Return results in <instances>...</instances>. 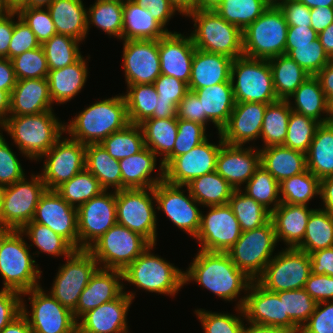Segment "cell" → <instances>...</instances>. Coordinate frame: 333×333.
I'll use <instances>...</instances> for the list:
<instances>
[{"label":"cell","mask_w":333,"mask_h":333,"mask_svg":"<svg viewBox=\"0 0 333 333\" xmlns=\"http://www.w3.org/2000/svg\"><path fill=\"white\" fill-rule=\"evenodd\" d=\"M317 302L304 288L283 291L284 316L289 318L301 329L315 311Z\"/></svg>","instance_id":"6125c7cd"},{"label":"cell","mask_w":333,"mask_h":333,"mask_svg":"<svg viewBox=\"0 0 333 333\" xmlns=\"http://www.w3.org/2000/svg\"><path fill=\"white\" fill-rule=\"evenodd\" d=\"M32 221L49 227L79 250L77 208L68 204L55 190L46 189L41 195Z\"/></svg>","instance_id":"603a6c76"},{"label":"cell","mask_w":333,"mask_h":333,"mask_svg":"<svg viewBox=\"0 0 333 333\" xmlns=\"http://www.w3.org/2000/svg\"><path fill=\"white\" fill-rule=\"evenodd\" d=\"M299 333H333V301L317 303Z\"/></svg>","instance_id":"a7ac6f4b"},{"label":"cell","mask_w":333,"mask_h":333,"mask_svg":"<svg viewBox=\"0 0 333 333\" xmlns=\"http://www.w3.org/2000/svg\"><path fill=\"white\" fill-rule=\"evenodd\" d=\"M160 101L173 102L177 107L189 91L188 85L172 76L161 74L153 83Z\"/></svg>","instance_id":"89a4df30"},{"label":"cell","mask_w":333,"mask_h":333,"mask_svg":"<svg viewBox=\"0 0 333 333\" xmlns=\"http://www.w3.org/2000/svg\"><path fill=\"white\" fill-rule=\"evenodd\" d=\"M306 164L319 180L333 176V120L317 128L306 153Z\"/></svg>","instance_id":"f35d334b"},{"label":"cell","mask_w":333,"mask_h":333,"mask_svg":"<svg viewBox=\"0 0 333 333\" xmlns=\"http://www.w3.org/2000/svg\"><path fill=\"white\" fill-rule=\"evenodd\" d=\"M235 103L252 102L270 104L278 99L267 59L247 56L235 58L230 76Z\"/></svg>","instance_id":"52a82bcc"},{"label":"cell","mask_w":333,"mask_h":333,"mask_svg":"<svg viewBox=\"0 0 333 333\" xmlns=\"http://www.w3.org/2000/svg\"><path fill=\"white\" fill-rule=\"evenodd\" d=\"M129 122L124 95L96 101L84 108L70 122L65 123V134L82 144H100L112 133Z\"/></svg>","instance_id":"7a4b0ae2"},{"label":"cell","mask_w":333,"mask_h":333,"mask_svg":"<svg viewBox=\"0 0 333 333\" xmlns=\"http://www.w3.org/2000/svg\"><path fill=\"white\" fill-rule=\"evenodd\" d=\"M20 230H9L0 234V275L3 278L4 290L19 293L41 286L43 273L33 255L30 246ZM39 279V280H38Z\"/></svg>","instance_id":"277c9868"},{"label":"cell","mask_w":333,"mask_h":333,"mask_svg":"<svg viewBox=\"0 0 333 333\" xmlns=\"http://www.w3.org/2000/svg\"><path fill=\"white\" fill-rule=\"evenodd\" d=\"M206 215L201 213L199 231L194 239L200 250L227 252L241 236V228L232 208L226 205L208 206Z\"/></svg>","instance_id":"d6986e66"},{"label":"cell","mask_w":333,"mask_h":333,"mask_svg":"<svg viewBox=\"0 0 333 333\" xmlns=\"http://www.w3.org/2000/svg\"><path fill=\"white\" fill-rule=\"evenodd\" d=\"M281 203L307 205L320 195V180L308 169L279 183Z\"/></svg>","instance_id":"816d5d0a"},{"label":"cell","mask_w":333,"mask_h":333,"mask_svg":"<svg viewBox=\"0 0 333 333\" xmlns=\"http://www.w3.org/2000/svg\"><path fill=\"white\" fill-rule=\"evenodd\" d=\"M278 99L287 100L310 75L287 54L268 59Z\"/></svg>","instance_id":"60d3db41"},{"label":"cell","mask_w":333,"mask_h":333,"mask_svg":"<svg viewBox=\"0 0 333 333\" xmlns=\"http://www.w3.org/2000/svg\"><path fill=\"white\" fill-rule=\"evenodd\" d=\"M85 149V144L70 136L67 138L61 136L39 159L46 158L39 174L47 190H55L85 168Z\"/></svg>","instance_id":"2e32d148"},{"label":"cell","mask_w":333,"mask_h":333,"mask_svg":"<svg viewBox=\"0 0 333 333\" xmlns=\"http://www.w3.org/2000/svg\"><path fill=\"white\" fill-rule=\"evenodd\" d=\"M16 82L12 61L8 58H0V90L11 94Z\"/></svg>","instance_id":"deb4b68c"},{"label":"cell","mask_w":333,"mask_h":333,"mask_svg":"<svg viewBox=\"0 0 333 333\" xmlns=\"http://www.w3.org/2000/svg\"><path fill=\"white\" fill-rule=\"evenodd\" d=\"M228 205L237 218L241 231L253 230L271 219V212L241 190H234Z\"/></svg>","instance_id":"681fc988"},{"label":"cell","mask_w":333,"mask_h":333,"mask_svg":"<svg viewBox=\"0 0 333 333\" xmlns=\"http://www.w3.org/2000/svg\"><path fill=\"white\" fill-rule=\"evenodd\" d=\"M287 55L310 76H315L331 61L318 38L312 42V45L296 46Z\"/></svg>","instance_id":"be15d7a7"},{"label":"cell","mask_w":333,"mask_h":333,"mask_svg":"<svg viewBox=\"0 0 333 333\" xmlns=\"http://www.w3.org/2000/svg\"><path fill=\"white\" fill-rule=\"evenodd\" d=\"M85 168L99 181L104 190H122L119 161L113 158L101 144H87Z\"/></svg>","instance_id":"ab89813d"},{"label":"cell","mask_w":333,"mask_h":333,"mask_svg":"<svg viewBox=\"0 0 333 333\" xmlns=\"http://www.w3.org/2000/svg\"><path fill=\"white\" fill-rule=\"evenodd\" d=\"M320 122L291 111L283 146L307 153Z\"/></svg>","instance_id":"6f0895ef"},{"label":"cell","mask_w":333,"mask_h":333,"mask_svg":"<svg viewBox=\"0 0 333 333\" xmlns=\"http://www.w3.org/2000/svg\"><path fill=\"white\" fill-rule=\"evenodd\" d=\"M317 38L318 34L311 27H288L285 54L296 46L312 45V42Z\"/></svg>","instance_id":"2a66077c"},{"label":"cell","mask_w":333,"mask_h":333,"mask_svg":"<svg viewBox=\"0 0 333 333\" xmlns=\"http://www.w3.org/2000/svg\"><path fill=\"white\" fill-rule=\"evenodd\" d=\"M17 81L47 78L49 67L43 47L26 51L11 59Z\"/></svg>","instance_id":"94428289"},{"label":"cell","mask_w":333,"mask_h":333,"mask_svg":"<svg viewBox=\"0 0 333 333\" xmlns=\"http://www.w3.org/2000/svg\"><path fill=\"white\" fill-rule=\"evenodd\" d=\"M21 313V293L0 290V331Z\"/></svg>","instance_id":"34e18365"},{"label":"cell","mask_w":333,"mask_h":333,"mask_svg":"<svg viewBox=\"0 0 333 333\" xmlns=\"http://www.w3.org/2000/svg\"><path fill=\"white\" fill-rule=\"evenodd\" d=\"M25 176L12 185L2 187V211L10 230H21L33 220L41 195L46 191L41 175Z\"/></svg>","instance_id":"9a60e30c"},{"label":"cell","mask_w":333,"mask_h":333,"mask_svg":"<svg viewBox=\"0 0 333 333\" xmlns=\"http://www.w3.org/2000/svg\"><path fill=\"white\" fill-rule=\"evenodd\" d=\"M23 296L29 297L31 311H27ZM21 312L33 333H77V320L73 312L56 300L49 291L46 293L41 286L21 294Z\"/></svg>","instance_id":"7c38bea8"},{"label":"cell","mask_w":333,"mask_h":333,"mask_svg":"<svg viewBox=\"0 0 333 333\" xmlns=\"http://www.w3.org/2000/svg\"><path fill=\"white\" fill-rule=\"evenodd\" d=\"M157 155L146 146L136 154L119 160L122 189L154 188L164 180V167L160 163L159 173L152 177L157 165Z\"/></svg>","instance_id":"4dcf8cb0"},{"label":"cell","mask_w":333,"mask_h":333,"mask_svg":"<svg viewBox=\"0 0 333 333\" xmlns=\"http://www.w3.org/2000/svg\"><path fill=\"white\" fill-rule=\"evenodd\" d=\"M235 311L239 315L230 313H218L206 311L205 309H195L194 313L201 322L203 333H243L245 322L242 308L235 306Z\"/></svg>","instance_id":"680465c9"},{"label":"cell","mask_w":333,"mask_h":333,"mask_svg":"<svg viewBox=\"0 0 333 333\" xmlns=\"http://www.w3.org/2000/svg\"><path fill=\"white\" fill-rule=\"evenodd\" d=\"M188 266L184 271V285L194 281L229 302L241 297L236 307L242 308L253 280L232 262L226 252L199 250ZM241 292H245L243 297L239 296L243 294Z\"/></svg>","instance_id":"6da1fadb"},{"label":"cell","mask_w":333,"mask_h":333,"mask_svg":"<svg viewBox=\"0 0 333 333\" xmlns=\"http://www.w3.org/2000/svg\"><path fill=\"white\" fill-rule=\"evenodd\" d=\"M277 6L281 10L288 27H311V9L299 0H283L278 3Z\"/></svg>","instance_id":"2644e50d"},{"label":"cell","mask_w":333,"mask_h":333,"mask_svg":"<svg viewBox=\"0 0 333 333\" xmlns=\"http://www.w3.org/2000/svg\"><path fill=\"white\" fill-rule=\"evenodd\" d=\"M311 28L317 33H321L331 23H333V7L312 8Z\"/></svg>","instance_id":"979ff035"},{"label":"cell","mask_w":333,"mask_h":333,"mask_svg":"<svg viewBox=\"0 0 333 333\" xmlns=\"http://www.w3.org/2000/svg\"><path fill=\"white\" fill-rule=\"evenodd\" d=\"M309 255L311 273L333 277V247L317 250Z\"/></svg>","instance_id":"b9fcfbb0"},{"label":"cell","mask_w":333,"mask_h":333,"mask_svg":"<svg viewBox=\"0 0 333 333\" xmlns=\"http://www.w3.org/2000/svg\"><path fill=\"white\" fill-rule=\"evenodd\" d=\"M124 95L129 122L139 125L157 109L158 93L153 84L128 85Z\"/></svg>","instance_id":"c3c4849f"},{"label":"cell","mask_w":333,"mask_h":333,"mask_svg":"<svg viewBox=\"0 0 333 333\" xmlns=\"http://www.w3.org/2000/svg\"><path fill=\"white\" fill-rule=\"evenodd\" d=\"M47 9L57 34L67 35L81 42L86 39L87 9L82 0H54Z\"/></svg>","instance_id":"8d00e7d4"},{"label":"cell","mask_w":333,"mask_h":333,"mask_svg":"<svg viewBox=\"0 0 333 333\" xmlns=\"http://www.w3.org/2000/svg\"><path fill=\"white\" fill-rule=\"evenodd\" d=\"M0 130V188L22 180L26 174L16 154Z\"/></svg>","instance_id":"03108f58"},{"label":"cell","mask_w":333,"mask_h":333,"mask_svg":"<svg viewBox=\"0 0 333 333\" xmlns=\"http://www.w3.org/2000/svg\"><path fill=\"white\" fill-rule=\"evenodd\" d=\"M15 16H18V13L10 11L0 18V58L9 59V45L13 35Z\"/></svg>","instance_id":"09005b40"},{"label":"cell","mask_w":333,"mask_h":333,"mask_svg":"<svg viewBox=\"0 0 333 333\" xmlns=\"http://www.w3.org/2000/svg\"><path fill=\"white\" fill-rule=\"evenodd\" d=\"M158 48L161 74L175 77L188 85L196 49L191 35L169 32L158 40Z\"/></svg>","instance_id":"484cf974"},{"label":"cell","mask_w":333,"mask_h":333,"mask_svg":"<svg viewBox=\"0 0 333 333\" xmlns=\"http://www.w3.org/2000/svg\"><path fill=\"white\" fill-rule=\"evenodd\" d=\"M291 111L287 100L279 99L267 104L260 133L264 142L262 148L284 144Z\"/></svg>","instance_id":"f6af8a7d"},{"label":"cell","mask_w":333,"mask_h":333,"mask_svg":"<svg viewBox=\"0 0 333 333\" xmlns=\"http://www.w3.org/2000/svg\"><path fill=\"white\" fill-rule=\"evenodd\" d=\"M55 191L68 204L78 209L82 204L99 195L104 189L96 177L84 168L72 179L62 183Z\"/></svg>","instance_id":"f907efd6"},{"label":"cell","mask_w":333,"mask_h":333,"mask_svg":"<svg viewBox=\"0 0 333 333\" xmlns=\"http://www.w3.org/2000/svg\"><path fill=\"white\" fill-rule=\"evenodd\" d=\"M287 101L292 111L310 117L321 124L331 122L333 119V107L328 103L315 76L306 79Z\"/></svg>","instance_id":"d6a6232c"},{"label":"cell","mask_w":333,"mask_h":333,"mask_svg":"<svg viewBox=\"0 0 333 333\" xmlns=\"http://www.w3.org/2000/svg\"><path fill=\"white\" fill-rule=\"evenodd\" d=\"M151 243L137 232L116 223L88 251L100 268L125 270Z\"/></svg>","instance_id":"30bf717a"},{"label":"cell","mask_w":333,"mask_h":333,"mask_svg":"<svg viewBox=\"0 0 333 333\" xmlns=\"http://www.w3.org/2000/svg\"><path fill=\"white\" fill-rule=\"evenodd\" d=\"M322 200V210L329 211L333 214V176L320 180V195Z\"/></svg>","instance_id":"b62a3aed"},{"label":"cell","mask_w":333,"mask_h":333,"mask_svg":"<svg viewBox=\"0 0 333 333\" xmlns=\"http://www.w3.org/2000/svg\"><path fill=\"white\" fill-rule=\"evenodd\" d=\"M219 143H210L208 138L186 154L173 158L164 167V180L174 185L186 186L193 179L216 171V159L224 144L221 133Z\"/></svg>","instance_id":"44dd1931"},{"label":"cell","mask_w":333,"mask_h":333,"mask_svg":"<svg viewBox=\"0 0 333 333\" xmlns=\"http://www.w3.org/2000/svg\"><path fill=\"white\" fill-rule=\"evenodd\" d=\"M123 271L98 268L80 294L73 315L78 320L84 313L118 298L124 292Z\"/></svg>","instance_id":"83f0119b"},{"label":"cell","mask_w":333,"mask_h":333,"mask_svg":"<svg viewBox=\"0 0 333 333\" xmlns=\"http://www.w3.org/2000/svg\"><path fill=\"white\" fill-rule=\"evenodd\" d=\"M140 7L148 9L151 16L155 18L165 29L169 20L176 14V8L169 0H133ZM175 13V14H174Z\"/></svg>","instance_id":"11e5206c"},{"label":"cell","mask_w":333,"mask_h":333,"mask_svg":"<svg viewBox=\"0 0 333 333\" xmlns=\"http://www.w3.org/2000/svg\"><path fill=\"white\" fill-rule=\"evenodd\" d=\"M123 42L125 83L153 84L161 75L158 40H126Z\"/></svg>","instance_id":"7402d4cb"},{"label":"cell","mask_w":333,"mask_h":333,"mask_svg":"<svg viewBox=\"0 0 333 333\" xmlns=\"http://www.w3.org/2000/svg\"><path fill=\"white\" fill-rule=\"evenodd\" d=\"M155 203V204H154ZM154 188L116 191L117 223L157 244V216Z\"/></svg>","instance_id":"8fae6325"},{"label":"cell","mask_w":333,"mask_h":333,"mask_svg":"<svg viewBox=\"0 0 333 333\" xmlns=\"http://www.w3.org/2000/svg\"><path fill=\"white\" fill-rule=\"evenodd\" d=\"M177 118L207 126L211 121L202 114L201 102L193 91H188L177 107Z\"/></svg>","instance_id":"8c879c8a"},{"label":"cell","mask_w":333,"mask_h":333,"mask_svg":"<svg viewBox=\"0 0 333 333\" xmlns=\"http://www.w3.org/2000/svg\"><path fill=\"white\" fill-rule=\"evenodd\" d=\"M139 125L143 131L145 146L157 157L162 156L161 163L173 151L178 133L177 118L145 119Z\"/></svg>","instance_id":"b9f144b4"},{"label":"cell","mask_w":333,"mask_h":333,"mask_svg":"<svg viewBox=\"0 0 333 333\" xmlns=\"http://www.w3.org/2000/svg\"><path fill=\"white\" fill-rule=\"evenodd\" d=\"M192 18L194 30L190 33L196 49L222 54L233 60L243 55V33L228 23L214 10H195Z\"/></svg>","instance_id":"8992f818"},{"label":"cell","mask_w":333,"mask_h":333,"mask_svg":"<svg viewBox=\"0 0 333 333\" xmlns=\"http://www.w3.org/2000/svg\"><path fill=\"white\" fill-rule=\"evenodd\" d=\"M66 260L65 264L58 267L49 293L73 312L80 294L99 265L88 250H75Z\"/></svg>","instance_id":"5bb4252c"},{"label":"cell","mask_w":333,"mask_h":333,"mask_svg":"<svg viewBox=\"0 0 333 333\" xmlns=\"http://www.w3.org/2000/svg\"><path fill=\"white\" fill-rule=\"evenodd\" d=\"M277 246L271 219L259 228L243 231L236 243L227 250L232 262L250 279L256 281L264 272Z\"/></svg>","instance_id":"9c48e42d"},{"label":"cell","mask_w":333,"mask_h":333,"mask_svg":"<svg viewBox=\"0 0 333 333\" xmlns=\"http://www.w3.org/2000/svg\"><path fill=\"white\" fill-rule=\"evenodd\" d=\"M183 187H186L187 195ZM154 194L157 210L163 211L176 227L195 238L200 228L202 211L187 186L163 180L154 187Z\"/></svg>","instance_id":"e0dca14e"},{"label":"cell","mask_w":333,"mask_h":333,"mask_svg":"<svg viewBox=\"0 0 333 333\" xmlns=\"http://www.w3.org/2000/svg\"><path fill=\"white\" fill-rule=\"evenodd\" d=\"M18 18V19H17ZM17 21H14V30L9 45V59L41 46L37 41L35 34L30 27L17 16Z\"/></svg>","instance_id":"003e7915"},{"label":"cell","mask_w":333,"mask_h":333,"mask_svg":"<svg viewBox=\"0 0 333 333\" xmlns=\"http://www.w3.org/2000/svg\"><path fill=\"white\" fill-rule=\"evenodd\" d=\"M28 239H30L31 246H36L39 251L32 253L35 258V254L46 253L52 257L64 256V258L69 257L76 249L62 236L53 232L49 227L36 223L28 222L20 230ZM33 243V245H32Z\"/></svg>","instance_id":"7dc6e473"},{"label":"cell","mask_w":333,"mask_h":333,"mask_svg":"<svg viewBox=\"0 0 333 333\" xmlns=\"http://www.w3.org/2000/svg\"><path fill=\"white\" fill-rule=\"evenodd\" d=\"M253 146L229 145L224 143L217 155L216 172L221 175L234 190H241L255 173L260 164L259 148ZM244 183V184H243Z\"/></svg>","instance_id":"d4e9b609"},{"label":"cell","mask_w":333,"mask_h":333,"mask_svg":"<svg viewBox=\"0 0 333 333\" xmlns=\"http://www.w3.org/2000/svg\"><path fill=\"white\" fill-rule=\"evenodd\" d=\"M79 40L55 34L41 46L45 52L49 71L61 69L76 62L81 56Z\"/></svg>","instance_id":"9f6ffc18"},{"label":"cell","mask_w":333,"mask_h":333,"mask_svg":"<svg viewBox=\"0 0 333 333\" xmlns=\"http://www.w3.org/2000/svg\"><path fill=\"white\" fill-rule=\"evenodd\" d=\"M157 109H155L153 115L148 119H166L177 118V106L173 102H164L157 100Z\"/></svg>","instance_id":"5803f987"},{"label":"cell","mask_w":333,"mask_h":333,"mask_svg":"<svg viewBox=\"0 0 333 333\" xmlns=\"http://www.w3.org/2000/svg\"><path fill=\"white\" fill-rule=\"evenodd\" d=\"M178 133L173 151L161 162L165 167L173 158L186 154L192 148L210 137L206 134V127L197 122L177 118Z\"/></svg>","instance_id":"91938a15"},{"label":"cell","mask_w":333,"mask_h":333,"mask_svg":"<svg viewBox=\"0 0 333 333\" xmlns=\"http://www.w3.org/2000/svg\"><path fill=\"white\" fill-rule=\"evenodd\" d=\"M64 124L54 110H50L34 115L8 116L0 129L9 134L24 157L39 161L63 136Z\"/></svg>","instance_id":"3957f363"},{"label":"cell","mask_w":333,"mask_h":333,"mask_svg":"<svg viewBox=\"0 0 333 333\" xmlns=\"http://www.w3.org/2000/svg\"><path fill=\"white\" fill-rule=\"evenodd\" d=\"M116 219V191H102L77 209L79 250H88Z\"/></svg>","instance_id":"ac0fdd59"},{"label":"cell","mask_w":333,"mask_h":333,"mask_svg":"<svg viewBox=\"0 0 333 333\" xmlns=\"http://www.w3.org/2000/svg\"><path fill=\"white\" fill-rule=\"evenodd\" d=\"M260 164L279 183L307 170L306 154L283 145L259 148Z\"/></svg>","instance_id":"74e56055"},{"label":"cell","mask_w":333,"mask_h":333,"mask_svg":"<svg viewBox=\"0 0 333 333\" xmlns=\"http://www.w3.org/2000/svg\"><path fill=\"white\" fill-rule=\"evenodd\" d=\"M244 186L241 191L270 212L281 203L279 182L261 165Z\"/></svg>","instance_id":"db71d44e"},{"label":"cell","mask_w":333,"mask_h":333,"mask_svg":"<svg viewBox=\"0 0 333 333\" xmlns=\"http://www.w3.org/2000/svg\"><path fill=\"white\" fill-rule=\"evenodd\" d=\"M16 12L24 23L30 27L41 45L57 34L47 8H20Z\"/></svg>","instance_id":"e7e4bbea"},{"label":"cell","mask_w":333,"mask_h":333,"mask_svg":"<svg viewBox=\"0 0 333 333\" xmlns=\"http://www.w3.org/2000/svg\"><path fill=\"white\" fill-rule=\"evenodd\" d=\"M124 0H96L87 8V31L90 25L122 40Z\"/></svg>","instance_id":"ee69618b"},{"label":"cell","mask_w":333,"mask_h":333,"mask_svg":"<svg viewBox=\"0 0 333 333\" xmlns=\"http://www.w3.org/2000/svg\"><path fill=\"white\" fill-rule=\"evenodd\" d=\"M0 333H33L28 320L21 312L16 318H14L6 327H4Z\"/></svg>","instance_id":"603ad722"},{"label":"cell","mask_w":333,"mask_h":333,"mask_svg":"<svg viewBox=\"0 0 333 333\" xmlns=\"http://www.w3.org/2000/svg\"><path fill=\"white\" fill-rule=\"evenodd\" d=\"M186 186L203 208L228 204L234 192V188L216 171L199 176Z\"/></svg>","instance_id":"7bdbcfd3"},{"label":"cell","mask_w":333,"mask_h":333,"mask_svg":"<svg viewBox=\"0 0 333 333\" xmlns=\"http://www.w3.org/2000/svg\"><path fill=\"white\" fill-rule=\"evenodd\" d=\"M314 210L307 205L280 203L271 212L277 243L283 241L286 248H296L303 241L308 219Z\"/></svg>","instance_id":"f546056e"},{"label":"cell","mask_w":333,"mask_h":333,"mask_svg":"<svg viewBox=\"0 0 333 333\" xmlns=\"http://www.w3.org/2000/svg\"><path fill=\"white\" fill-rule=\"evenodd\" d=\"M269 6L265 0H223L215 12L243 32Z\"/></svg>","instance_id":"f5cc1de1"},{"label":"cell","mask_w":333,"mask_h":333,"mask_svg":"<svg viewBox=\"0 0 333 333\" xmlns=\"http://www.w3.org/2000/svg\"><path fill=\"white\" fill-rule=\"evenodd\" d=\"M242 310L245 321L260 325L283 327L292 333L300 332V328L289 316H284L283 291H268L257 281L251 282Z\"/></svg>","instance_id":"ffe728a7"},{"label":"cell","mask_w":333,"mask_h":333,"mask_svg":"<svg viewBox=\"0 0 333 333\" xmlns=\"http://www.w3.org/2000/svg\"><path fill=\"white\" fill-rule=\"evenodd\" d=\"M266 107L265 103H235L228 123L220 131L223 142L244 146L259 139Z\"/></svg>","instance_id":"4316f807"},{"label":"cell","mask_w":333,"mask_h":333,"mask_svg":"<svg viewBox=\"0 0 333 333\" xmlns=\"http://www.w3.org/2000/svg\"><path fill=\"white\" fill-rule=\"evenodd\" d=\"M304 289L317 303L333 301V277L329 275L310 273Z\"/></svg>","instance_id":"753ad0ef"},{"label":"cell","mask_w":333,"mask_h":333,"mask_svg":"<svg viewBox=\"0 0 333 333\" xmlns=\"http://www.w3.org/2000/svg\"><path fill=\"white\" fill-rule=\"evenodd\" d=\"M89 58L86 59L82 55L73 64L48 72L47 80L53 104L69 102L81 92L88 78Z\"/></svg>","instance_id":"836d02e7"},{"label":"cell","mask_w":333,"mask_h":333,"mask_svg":"<svg viewBox=\"0 0 333 333\" xmlns=\"http://www.w3.org/2000/svg\"><path fill=\"white\" fill-rule=\"evenodd\" d=\"M169 32L151 16L148 9L133 0H124L122 41L159 40Z\"/></svg>","instance_id":"d590c367"},{"label":"cell","mask_w":333,"mask_h":333,"mask_svg":"<svg viewBox=\"0 0 333 333\" xmlns=\"http://www.w3.org/2000/svg\"><path fill=\"white\" fill-rule=\"evenodd\" d=\"M155 246L156 244H150L123 270V281L133 284L139 290L174 297L184 286V271L159 255L153 254L151 251Z\"/></svg>","instance_id":"5b68a950"},{"label":"cell","mask_w":333,"mask_h":333,"mask_svg":"<svg viewBox=\"0 0 333 333\" xmlns=\"http://www.w3.org/2000/svg\"><path fill=\"white\" fill-rule=\"evenodd\" d=\"M193 92L201 102L202 114L206 115L219 133L228 123L235 106L231 79Z\"/></svg>","instance_id":"e575fe53"},{"label":"cell","mask_w":333,"mask_h":333,"mask_svg":"<svg viewBox=\"0 0 333 333\" xmlns=\"http://www.w3.org/2000/svg\"><path fill=\"white\" fill-rule=\"evenodd\" d=\"M52 104L47 78L18 80L10 94L9 116L50 111Z\"/></svg>","instance_id":"f1b7e54d"},{"label":"cell","mask_w":333,"mask_h":333,"mask_svg":"<svg viewBox=\"0 0 333 333\" xmlns=\"http://www.w3.org/2000/svg\"><path fill=\"white\" fill-rule=\"evenodd\" d=\"M330 247H333V214L316 208L308 219L303 241L296 248L310 254Z\"/></svg>","instance_id":"bcb514c9"},{"label":"cell","mask_w":333,"mask_h":333,"mask_svg":"<svg viewBox=\"0 0 333 333\" xmlns=\"http://www.w3.org/2000/svg\"><path fill=\"white\" fill-rule=\"evenodd\" d=\"M275 254L256 281L271 292L304 288L311 273L310 255L286 247Z\"/></svg>","instance_id":"4fadbf2b"},{"label":"cell","mask_w":333,"mask_h":333,"mask_svg":"<svg viewBox=\"0 0 333 333\" xmlns=\"http://www.w3.org/2000/svg\"><path fill=\"white\" fill-rule=\"evenodd\" d=\"M288 24L277 5H270L243 33V55L270 59L285 54Z\"/></svg>","instance_id":"ba28073f"},{"label":"cell","mask_w":333,"mask_h":333,"mask_svg":"<svg viewBox=\"0 0 333 333\" xmlns=\"http://www.w3.org/2000/svg\"><path fill=\"white\" fill-rule=\"evenodd\" d=\"M315 77L325 94L328 103L333 107V60H331Z\"/></svg>","instance_id":"67dfc351"},{"label":"cell","mask_w":333,"mask_h":333,"mask_svg":"<svg viewBox=\"0 0 333 333\" xmlns=\"http://www.w3.org/2000/svg\"><path fill=\"white\" fill-rule=\"evenodd\" d=\"M100 144L118 161L138 153L145 147L142 128L132 123L112 133Z\"/></svg>","instance_id":"11a10c76"},{"label":"cell","mask_w":333,"mask_h":333,"mask_svg":"<svg viewBox=\"0 0 333 333\" xmlns=\"http://www.w3.org/2000/svg\"><path fill=\"white\" fill-rule=\"evenodd\" d=\"M233 59L216 53L195 49L188 89L195 91L204 87L228 82Z\"/></svg>","instance_id":"1f68e13d"},{"label":"cell","mask_w":333,"mask_h":333,"mask_svg":"<svg viewBox=\"0 0 333 333\" xmlns=\"http://www.w3.org/2000/svg\"><path fill=\"white\" fill-rule=\"evenodd\" d=\"M135 293L124 289L118 298L84 313L77 320V333H129L127 315Z\"/></svg>","instance_id":"cb8c5ba5"}]
</instances>
